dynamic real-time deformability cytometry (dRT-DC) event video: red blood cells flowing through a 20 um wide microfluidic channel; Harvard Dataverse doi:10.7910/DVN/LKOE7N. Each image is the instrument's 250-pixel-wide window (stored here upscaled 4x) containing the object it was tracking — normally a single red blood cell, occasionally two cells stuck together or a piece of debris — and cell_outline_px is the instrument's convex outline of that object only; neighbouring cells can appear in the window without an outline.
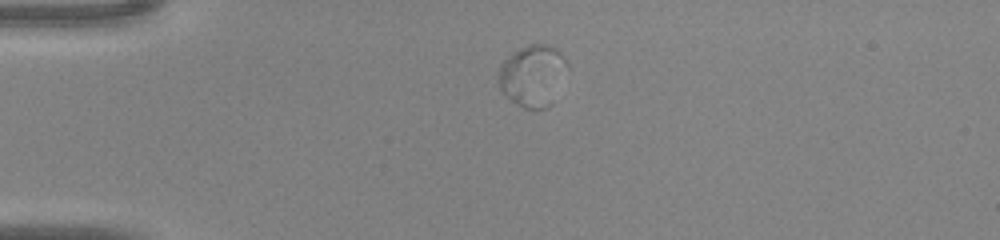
{"species": "common noctule bat (a hibernating species)", "species_latin": "Nyctalus noctula", "temperature_condition": "warm", "stored_images_in_passage": 35, "camera_frame_rate_fps": 3000, "um_per_image_px": 0.085, "animal": {"sex": "male", "body_mass_g": 20.0, "forearm_length_mm": 53.3}, "frame": {"image": 1, "passage_image": 1, "time_ms": 0.0, "image_size_px": [1000, 240], "cell_outline_px": [[568, 64], [552, 104], [544, 108], [524, 108], [516, 104], [500, 88], [496, 76], [500, 64], [512, 52], [528, 44], [548, 44]], "centroid_in_image_um": [45.22, 6.43], "position_along_channel_um": 39.8, "area_um2": 24.28}}
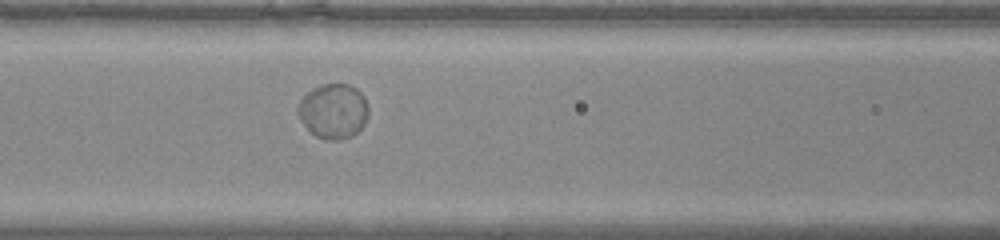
{"frame": {"image": 2, "passage_image": 10, "time_ms": 3.0, "image_size_px": [1000, 240], "cell_outline_px": [[368, 116], [364, 124], [352, 136], [336, 140], [324, 140], [316, 136], [304, 124], [296, 112], [296, 108], [300, 100], [312, 88], [320, 84], [348, 84], [356, 88], [364, 96], [368, 104]], "centroid_in_image_um": [28.33, 9.43], "position_along_channel_um": 138.3, "area_um2": 22.6}}
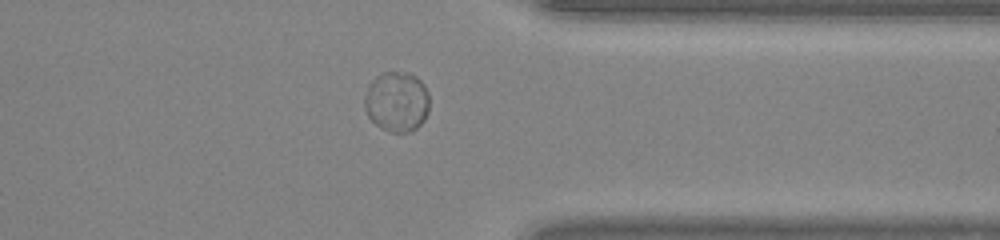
{"frame": {"image": 3, "passage_image": 26, "time_ms": 8.333, "image_size_px": [1000, 240], "cell_outline_px": [[428, 112], [424, 120], [412, 132], [388, 132], [376, 124], [368, 116], [364, 108], [364, 96], [368, 84], [376, 76], [384, 72], [408, 72], [416, 76], [424, 84], [428, 92]], "centroid_in_image_um": [33.72, 8.63], "position_along_channel_um": 377.7, "area_um2": 23.0}}